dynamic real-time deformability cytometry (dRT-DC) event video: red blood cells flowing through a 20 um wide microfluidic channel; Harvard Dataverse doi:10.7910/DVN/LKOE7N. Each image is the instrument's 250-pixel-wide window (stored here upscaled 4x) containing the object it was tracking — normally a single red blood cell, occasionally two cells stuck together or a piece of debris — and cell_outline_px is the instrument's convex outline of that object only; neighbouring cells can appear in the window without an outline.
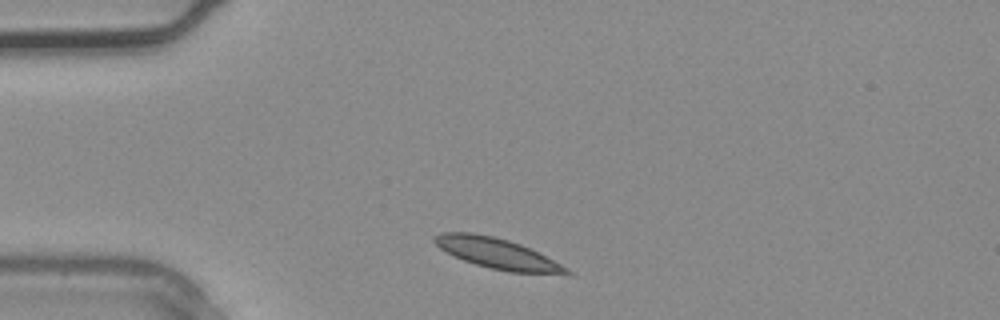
{"species": "common noctule bat (a hibernating species)", "species_latin": "Nyctalus noctula", "temperature_condition": "warm", "stored_images_in_passage": 1, "camera_frame_rate_fps": 3000, "um_per_image_px": 0.085, "animal": {"sex": "male", "body_mass_g": 20.4}, "frame": {"image": 1, "passage_image": 1, "time_ms": 0.0, "image_size_px": [1000, 320], "cell_outline_px": [[572, 272], [508, 272], [476, 264], [464, 260], [440, 248], [432, 240], [432, 236], [440, 232], [472, 232], [492, 236], [508, 240], [520, 244], [568, 268]], "centroid_in_image_um": [42.12, 21.49], "position_along_channel_um": 42.9, "area_um2": 22.54}}